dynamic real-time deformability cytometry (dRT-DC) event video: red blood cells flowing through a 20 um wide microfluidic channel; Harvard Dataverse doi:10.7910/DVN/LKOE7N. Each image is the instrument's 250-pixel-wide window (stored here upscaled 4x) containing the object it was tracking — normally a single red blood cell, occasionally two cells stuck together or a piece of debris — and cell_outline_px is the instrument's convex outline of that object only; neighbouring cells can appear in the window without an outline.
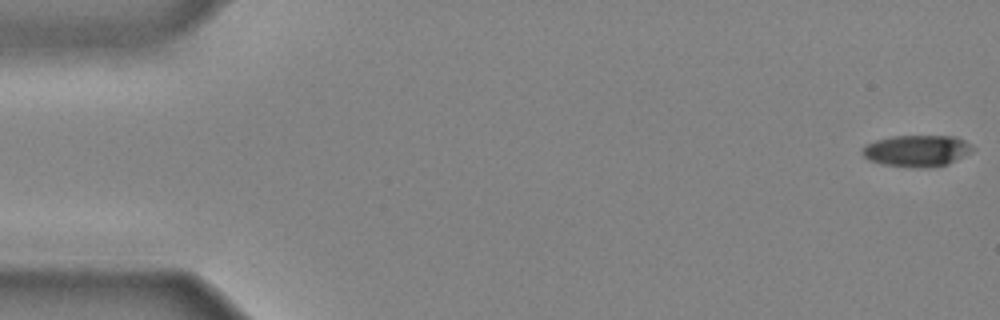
{"species": "common noctule bat (a hibernating species)", "species_latin": "Nyctalus noctula", "temperature_condition": "cold", "stored_images_in_passage": 42, "camera_frame_rate_fps": 3000, "um_per_image_px": 0.085, "animal": {"sex": "male", "body_mass_g": 20.4}, "frame": {"image": 1, "passage_image": 1, "time_ms": 0.0, "image_size_px": [1000, 320], "cell_outline_px": [[976, 148], [972, 152], [948, 164], [924, 168], [884, 164], [868, 160], [860, 152], [860, 148], [864, 144], [876, 140], [892, 136], [956, 136], [972, 144]], "centroid_in_image_um": [77.93, 12.8], "position_along_channel_um": 7.1, "area_um2": 20.46}}
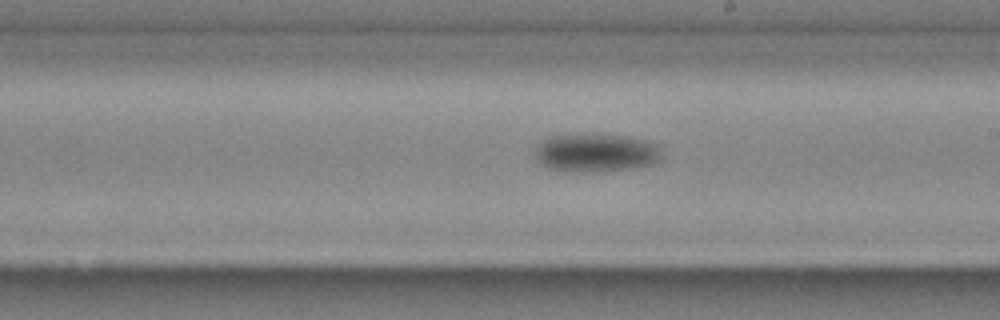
{"frame": {"image": 2, "passage_image": 26, "time_ms": 8.333, "image_size_px": [1000, 320], "cell_outline_px": [[660, 160], [652, 164], [632, 168], [600, 172], [560, 172], [548, 168], [540, 164], [536, 156], [536, 152], [540, 144], [544, 140], [552, 136], [624, 136], [644, 140], [656, 144], [660, 156]], "centroid_in_image_um": [50.64, 13.04], "position_along_channel_um": 238.4, "area_um2": 27.63}}
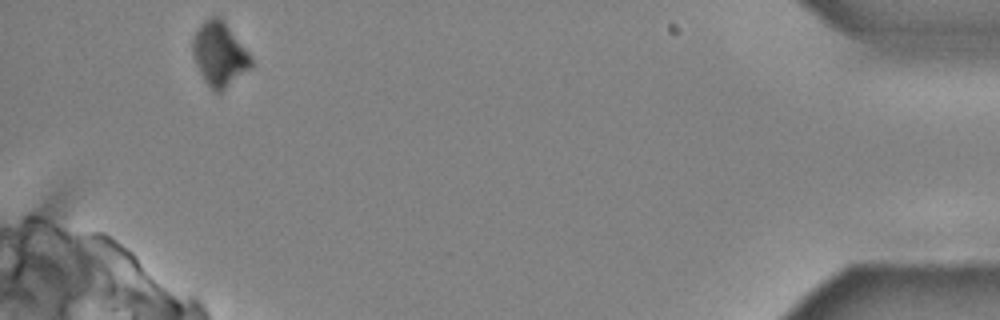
{"frame": {"image": 3, "passage_image": 42, "time_ms": 13.667, "image_size_px": [1000, 320], "cell_outline_px": [[252, 68], [220, 92], [216, 92], [204, 80], [196, 64], [192, 52], [192, 40], [200, 24], [208, 16], [220, 16], [224, 20], [248, 52], [252, 60]], "centroid_in_image_um": [18.65, 4.57], "position_along_channel_um": 416.5, "area_um2": 21.68}}